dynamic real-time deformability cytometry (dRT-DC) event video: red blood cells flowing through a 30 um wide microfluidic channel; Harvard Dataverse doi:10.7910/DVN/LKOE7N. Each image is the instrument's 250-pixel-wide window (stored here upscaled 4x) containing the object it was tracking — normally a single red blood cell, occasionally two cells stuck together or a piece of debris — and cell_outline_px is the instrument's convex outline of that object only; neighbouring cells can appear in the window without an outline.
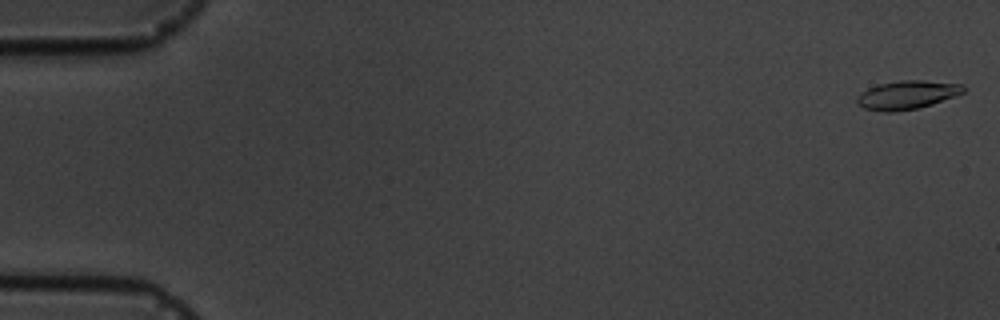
{"species": "common noctule bat (a hibernating species)", "species_latin": "Nyctalus noctula", "temperature_condition": "cold", "stored_images_in_passage": 7, "camera_frame_rate_fps": 3000, "um_per_image_px": 0.085, "animal": {"sex": "male", "body_mass_g": 19.5, "forearm_length_mm": 54.6}, "frame": {"image": 1, "passage_image": 1, "time_ms": 0.0, "image_size_px": [1000, 320], "cell_outline_px": [[964, 92], [932, 104], [916, 108], [892, 112], [884, 112], [864, 108], [856, 100], [856, 96], [860, 92], [868, 88], [880, 84], [900, 80], [920, 80], [964, 84]], "centroid_in_image_um": [77.08, 8.06], "position_along_channel_um": 7.9, "area_um2": 17.51}}
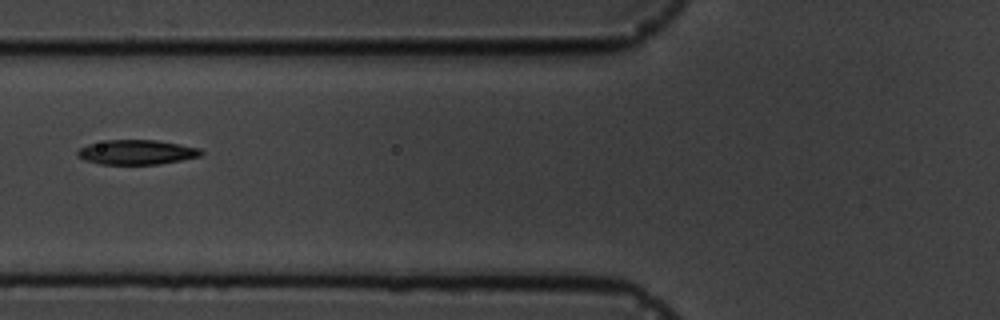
{"frame": {"image": 2, "passage_image": 7, "time_ms": 7.0, "image_size_px": [1000, 320], "cell_outline_px": [[204, 152], [200, 156], [160, 164], [100, 164], [84, 160], [76, 156], [76, 152], [80, 148], [88, 144], [108, 140], [156, 140], [180, 144], [200, 148]], "centroid_in_image_um": [11.6, 12.94], "position_along_channel_um": 114.2, "area_um2": 17.74}}